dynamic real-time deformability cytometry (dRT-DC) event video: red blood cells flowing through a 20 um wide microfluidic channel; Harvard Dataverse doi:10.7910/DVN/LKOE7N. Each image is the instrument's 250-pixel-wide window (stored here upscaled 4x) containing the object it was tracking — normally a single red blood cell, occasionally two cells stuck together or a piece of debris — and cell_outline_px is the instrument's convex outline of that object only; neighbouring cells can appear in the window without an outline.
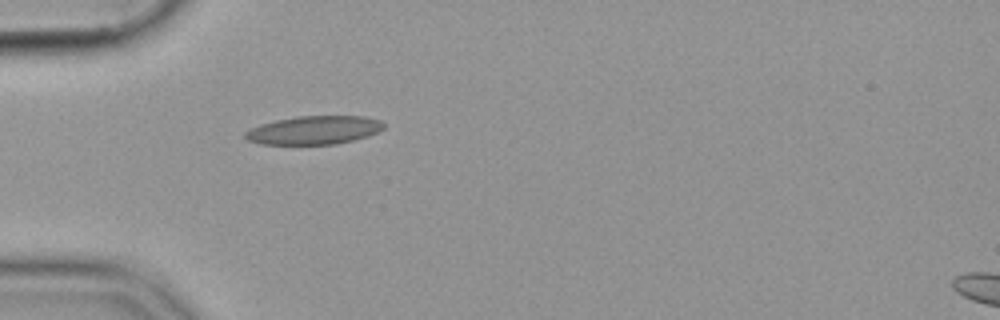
{"species": "common noctule bat (a hibernating species)", "species_latin": "Nyctalus noctula", "temperature_condition": "cold", "stored_images_in_passage": 12, "camera_frame_rate_fps": 3000, "um_per_image_px": 0.085, "animal": {"sex": "female", "body_mass_g": 19.9}, "frame": {"image": 1, "passage_image": 1, "time_ms": 0.0, "image_size_px": [1000, 320], "cell_outline_px": [[384, 128], [368, 136], [336, 144], [260, 144], [248, 140], [244, 136], [244, 132], [260, 124], [276, 120], [296, 116], [364, 116], [380, 120], [384, 124]], "centroid_in_image_um": [26.68, 11.06], "position_along_channel_um": 58.3, "area_um2": 22.89}}